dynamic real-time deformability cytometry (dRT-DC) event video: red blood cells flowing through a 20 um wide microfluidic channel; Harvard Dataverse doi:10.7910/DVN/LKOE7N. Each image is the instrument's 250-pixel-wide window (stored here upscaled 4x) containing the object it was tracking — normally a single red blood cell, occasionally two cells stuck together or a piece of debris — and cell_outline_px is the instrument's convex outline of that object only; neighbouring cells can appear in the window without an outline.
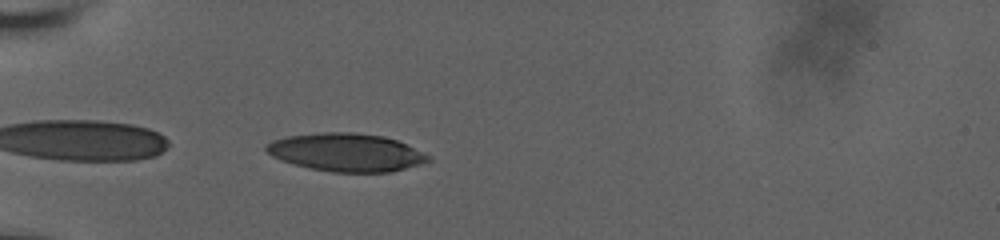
{"species": "human", "species_latin": "Homo sapiens", "temperature_condition": "room temperature", "stored_images_in_passage": 40, "camera_frame_rate_fps": 3000, "um_per_image_px": 0.085, "donor": {"sex": "male"}, "frame": {"image": 1, "passage_image": 1, "time_ms": 0.0, "image_size_px": [1000, 240], "cell_outline_px": [[432, 160], [420, 164], [388, 172], [332, 172], [308, 168], [280, 160], [272, 156], [264, 148], [264, 144], [272, 140], [288, 136], [324, 132], [352, 132], [384, 136], [396, 140], [428, 156]], "centroid_in_image_um": [29.35, 12.95], "position_along_channel_um": 55.6, "area_um2": 35.6}}
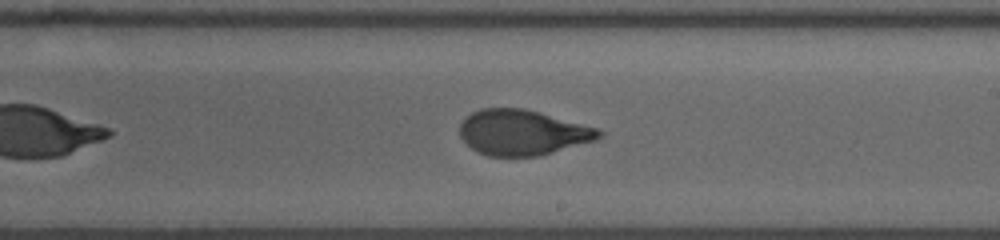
{"frame": {"image": 2, "passage_image": 18, "time_ms": 5.667, "image_size_px": [1000, 240], "cell_outline_px": [[604, 132], [596, 140], [540, 156], [488, 156], [472, 148], [460, 136], [460, 124], [472, 112], [480, 108], [524, 108], [596, 128]], "centroid_in_image_um": [44.41, 11.26], "position_along_channel_um": 244.6, "area_um2": 36.41}}
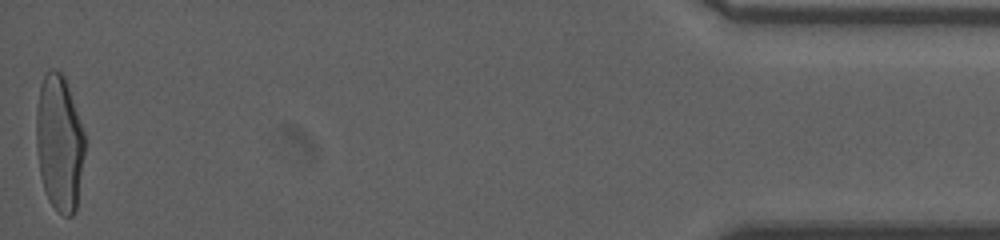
{"frame": {"image": 3, "passage_image": 40, "time_ms": 13.0, "image_size_px": [1000, 240], "cell_outline_px": [[84, 152], [76, 208], [72, 216], [64, 216], [48, 200], [44, 188], [40, 172], [36, 148], [36, 108], [40, 84], [44, 72], [48, 68], [56, 68], [64, 76], [84, 132]], "centroid_in_image_um": [5.02, 12.09], "position_along_channel_um": 430.2, "area_um2": 38.32}, "authors_computed_cell_mechanics": {"area_um2": 37.5411, "velocity_mm_per_s": 3.6601, "shape_relaxation_time_tau1_ms": 5.703, "shape_relaxation_time_tau2_ms": 0.8841, "deformation_change_tau1": 0.2323, "deformation_change_tau2": 0.0727}}